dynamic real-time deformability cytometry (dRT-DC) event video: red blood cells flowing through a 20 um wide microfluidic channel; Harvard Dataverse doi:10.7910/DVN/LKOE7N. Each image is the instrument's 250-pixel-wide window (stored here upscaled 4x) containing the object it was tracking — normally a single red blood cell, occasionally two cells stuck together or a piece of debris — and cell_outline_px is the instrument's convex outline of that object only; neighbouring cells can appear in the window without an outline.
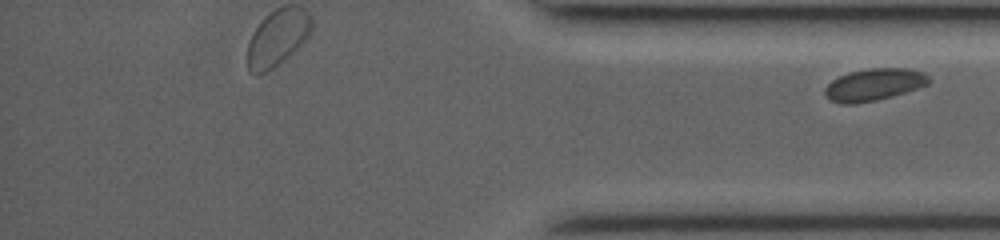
{"species": "common noctule bat (a hibernating species)", "species_latin": "Nyctalus noctula", "temperature_condition": "room temperature", "stored_images_in_passage": 30, "segment_of_instrument_passage": [2, 2], "camera_frame_rate_fps": 3500, "um_per_image_px": 0.085, "animal": {"sex": "female", "body_mass_g": 19.0, "forearm_length_mm": 53.3}, "frame": {"image": 1, "passage_image": 30, "time_ms": 10.286, "image_size_px": [1000, 240], "cell_outline_px": [[932, 80], [928, 84], [892, 96], [876, 100], [856, 104], [840, 104], [828, 100], [824, 92], [824, 88], [832, 80], [848, 72], [872, 68], [908, 68], [924, 72]], "centroid_in_image_um": [74.27, 7.19], "position_along_channel_um": 360.9, "area_um2": 19.54}}